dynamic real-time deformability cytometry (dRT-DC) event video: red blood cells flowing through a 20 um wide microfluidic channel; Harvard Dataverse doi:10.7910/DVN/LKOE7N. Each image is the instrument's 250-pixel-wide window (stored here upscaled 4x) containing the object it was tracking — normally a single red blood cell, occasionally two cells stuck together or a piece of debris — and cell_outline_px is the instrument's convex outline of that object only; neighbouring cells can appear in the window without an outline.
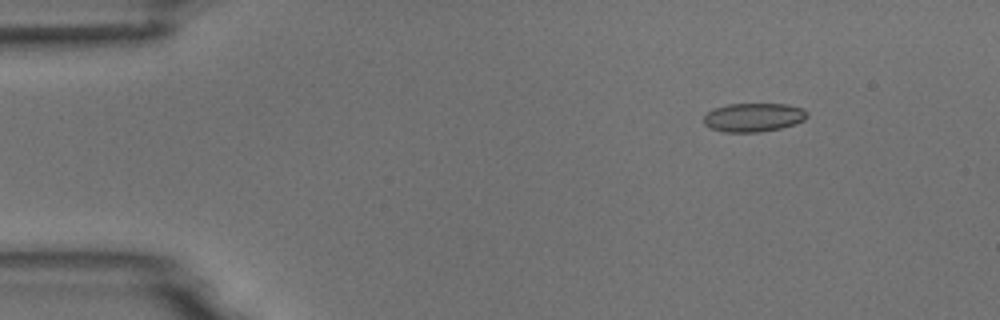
{"species": "common noctule bat (a hibernating species)", "species_latin": "Nyctalus noctula", "temperature_condition": "room temperature", "stored_images_in_passage": 5, "camera_frame_rate_fps": 3000, "um_per_image_px": 0.085, "animal": {"sex": "male", "body_mass_g": 18.8}, "frame": {"image": 1, "passage_image": 2, "time_ms": 1.0, "image_size_px": [1000, 320], "cell_outline_px": [[808, 116], [804, 120], [796, 124], [780, 128], [760, 132], [724, 132], [708, 128], [704, 124], [704, 116], [712, 108], [728, 104], [788, 104], [804, 108], [808, 112]], "centroid_in_image_um": [64.06, 9.97], "position_along_channel_um": 20.9, "area_um2": 17.57}}
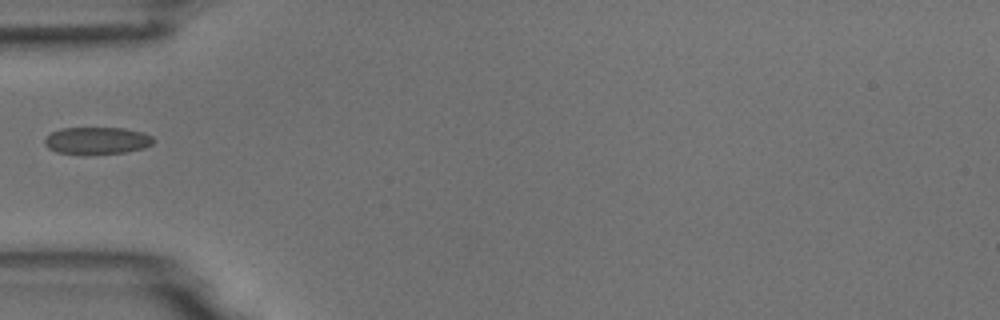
{"frame": {"image": 2, "passage_image": 5, "time_ms": 4.667, "image_size_px": [1000, 320], "cell_outline_px": [[156, 140], [152, 144], [144, 148], [124, 152], [92, 156], [84, 156], [56, 152], [48, 148], [44, 144], [44, 136], [60, 128], [124, 128], [140, 132], [152, 136]], "centroid_in_image_um": [8.19, 11.98], "position_along_channel_um": 76.8, "area_um2": 17.8}}